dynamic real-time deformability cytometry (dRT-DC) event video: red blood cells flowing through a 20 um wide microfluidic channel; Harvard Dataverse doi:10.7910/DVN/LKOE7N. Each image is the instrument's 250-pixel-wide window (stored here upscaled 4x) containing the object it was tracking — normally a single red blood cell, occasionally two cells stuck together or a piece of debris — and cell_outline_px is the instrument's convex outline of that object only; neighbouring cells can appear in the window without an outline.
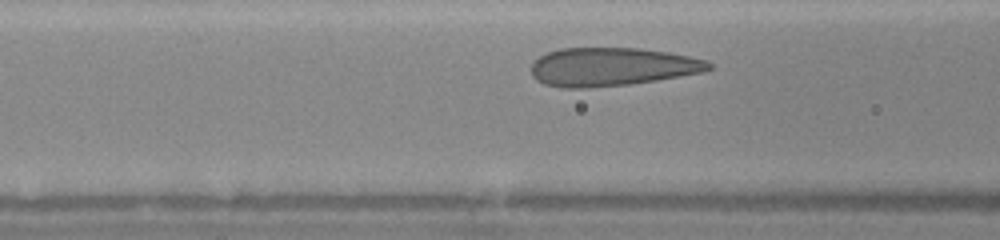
{"species": "human", "species_latin": "Homo sapiens", "temperature_condition": "warm", "stored_images_in_passage": 25, "camera_frame_rate_fps": 3000, "um_per_image_px": 0.085, "donor": {"sex": "female"}, "frame": {"image": 1, "passage_image": 6, "time_ms": 1.667, "image_size_px": [1000, 240], "cell_outline_px": [[716, 68], [704, 72], [656, 80], [628, 84], [588, 88], [560, 88], [544, 84], [536, 80], [532, 76], [532, 64], [540, 56], [548, 52], [560, 48], [640, 48], [668, 52], [708, 60]], "centroid_in_image_um": [52.03, 5.68], "position_along_channel_um": 114.6, "area_um2": 39.94}}
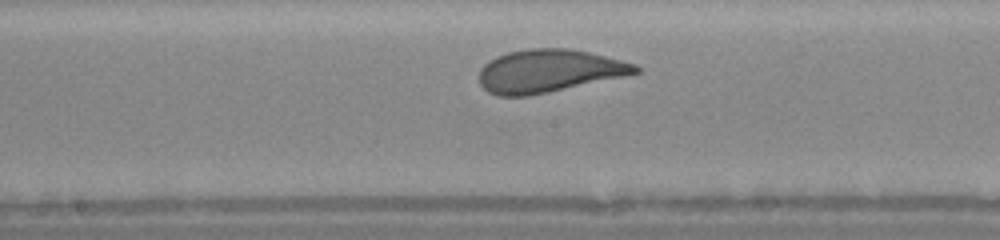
{"frame": {"image": 2, "passage_image": 12, "time_ms": 3.667, "image_size_px": [1000, 240], "cell_outline_px": [[640, 72], [624, 76], [548, 92], [528, 96], [496, 96], [488, 92], [480, 84], [480, 68], [488, 60], [496, 56], [508, 52], [528, 48], [572, 48], [636, 64], [640, 68]], "centroid_in_image_um": [46.62, 6.02], "position_along_channel_um": 201.6, "area_um2": 38.96}}
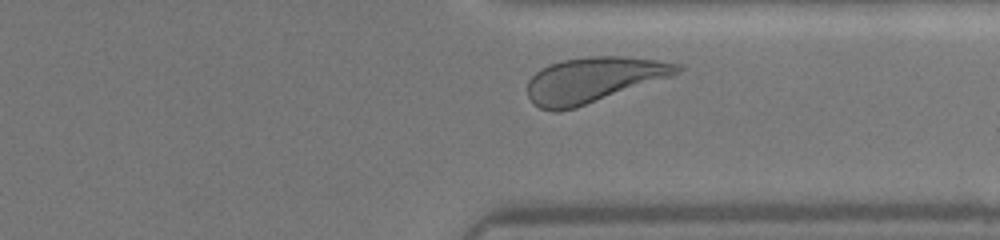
{"frame": {"image": 3, "passage_image": 23, "time_ms": 7.333, "image_size_px": [1000, 240], "cell_outline_px": [[684, 68], [676, 76], [576, 108], [556, 112], [552, 112], [540, 108], [528, 96], [528, 80], [540, 68], [548, 64], [564, 60], [588, 56], [620, 56], [656, 60], [684, 64]], "centroid_in_image_um": [50.51, 6.79], "position_along_channel_um": 360.9, "area_um2": 40.11}}